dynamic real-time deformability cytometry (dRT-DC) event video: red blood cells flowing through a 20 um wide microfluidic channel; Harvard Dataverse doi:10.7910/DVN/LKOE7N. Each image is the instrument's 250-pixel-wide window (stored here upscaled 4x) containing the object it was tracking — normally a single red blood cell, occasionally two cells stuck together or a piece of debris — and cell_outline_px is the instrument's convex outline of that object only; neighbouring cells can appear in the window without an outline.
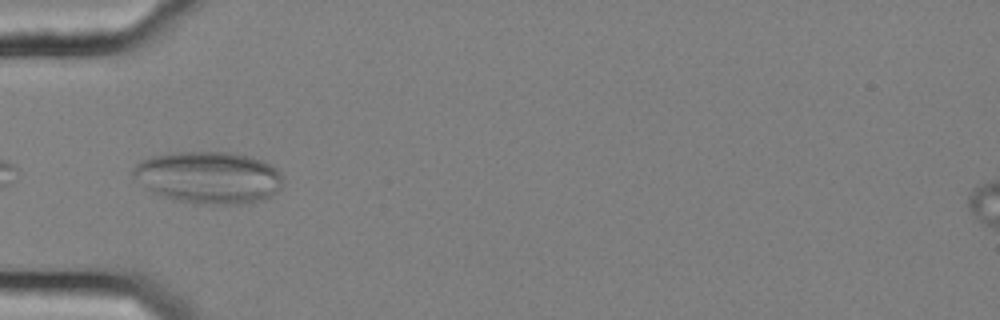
{"species": "common noctule bat (a hibernating species)", "species_latin": "Nyctalus noctula", "temperature_condition": "cold", "stored_images_in_passage": 34, "camera_frame_rate_fps": 3000, "um_per_image_px": 0.085, "animal": {"sex": "female", "body_mass_g": 25.1}, "frame": {"image": 1, "passage_image": 1, "time_ms": 0.0, "image_size_px": [1000, 320], "cell_outline_px": [[284, 176], [280, 188], [276, 192], [264, 200], [244, 204], [200, 204], [176, 200], [152, 192], [132, 176], [132, 168], [140, 160], [152, 156], [172, 152], [228, 152], [248, 156], [260, 160], [276, 168]], "centroid_in_image_um": [17.73, 15.08], "position_along_channel_um": 67.3, "area_um2": 45.6}}